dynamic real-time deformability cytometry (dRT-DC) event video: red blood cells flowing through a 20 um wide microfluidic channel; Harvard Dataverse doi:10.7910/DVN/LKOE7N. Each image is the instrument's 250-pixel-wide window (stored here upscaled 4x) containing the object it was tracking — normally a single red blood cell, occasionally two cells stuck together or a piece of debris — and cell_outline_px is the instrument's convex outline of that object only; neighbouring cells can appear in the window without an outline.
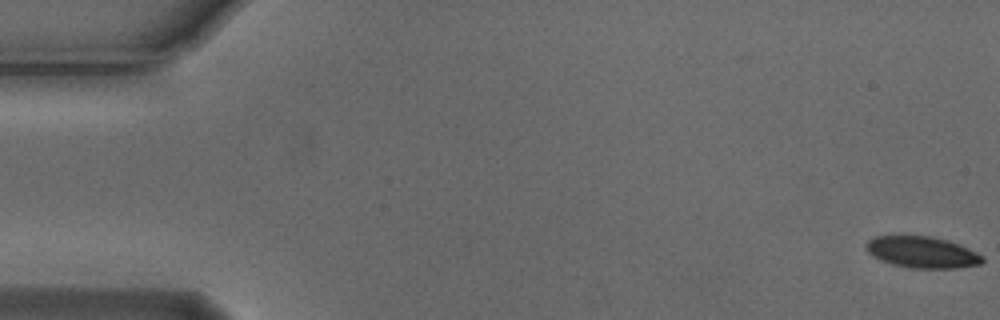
{"species": "Egyptian fruit bat (a non-hibernating species)", "species_latin": "Rousettus aegyptiacus", "temperature_condition": "cold", "stored_images_in_passage": 55, "camera_frame_rate_fps": 3000, "um_per_image_px": 0.085, "animal": {"sex": "male"}, "frame": {"image": 1, "passage_image": 1, "time_ms": 0.0, "image_size_px": [1000, 320], "cell_outline_px": [[984, 260], [980, 264], [956, 268], [912, 268], [892, 264], [880, 260], [872, 256], [868, 252], [864, 244], [868, 240], [876, 236], [932, 236], [948, 240], [960, 244], [984, 256]], "centroid_in_image_um": [78.38, 21.43], "position_along_channel_um": 6.6, "area_um2": 21.39}}
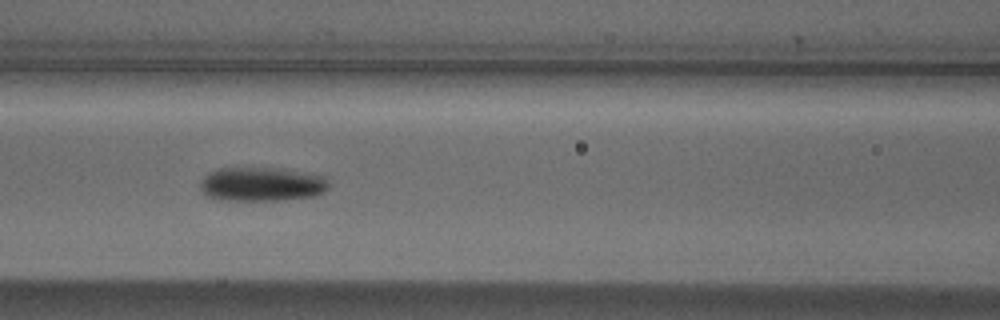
{"frame": {"image": 2, "passage_image": 24, "time_ms": 7.667, "image_size_px": [1000, 320], "cell_outline_px": [[328, 188], [324, 192], [316, 196], [284, 200], [220, 200], [208, 196], [200, 188], [200, 180], [204, 176], [216, 168], [280, 168], [324, 176], [328, 184]], "centroid_in_image_um": [22.24, 15.66], "position_along_channel_um": 144.4, "area_um2": 25.61}}
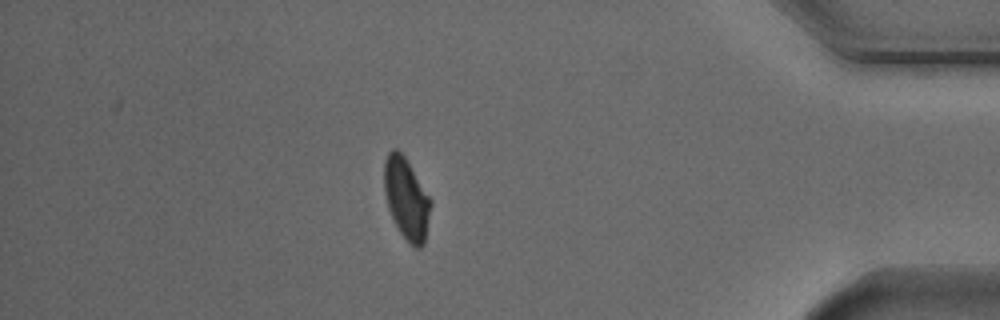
{"frame": {"image": 3, "passage_image": 48, "time_ms": 15.667, "image_size_px": [1000, 320], "cell_outline_px": [[432, 204], [424, 244], [420, 248], [416, 248], [400, 232], [388, 208], [384, 192], [384, 160], [388, 152], [392, 148], [396, 148], [404, 156], [432, 200]], "centroid_in_image_um": [34.55, 16.85], "position_along_channel_um": 400.7, "area_um2": 21.91}, "authors_computed_cell_mechanics": {"area_um2": 23.2934, "velocity_mm_per_s": 3.7381, "shape_relaxation_time_tau1_ms": 2.9583, "shape_relaxation_time_tau2_ms": null, "deformation_change_tau1": 0.1105, "deformation_change_tau2": null}}